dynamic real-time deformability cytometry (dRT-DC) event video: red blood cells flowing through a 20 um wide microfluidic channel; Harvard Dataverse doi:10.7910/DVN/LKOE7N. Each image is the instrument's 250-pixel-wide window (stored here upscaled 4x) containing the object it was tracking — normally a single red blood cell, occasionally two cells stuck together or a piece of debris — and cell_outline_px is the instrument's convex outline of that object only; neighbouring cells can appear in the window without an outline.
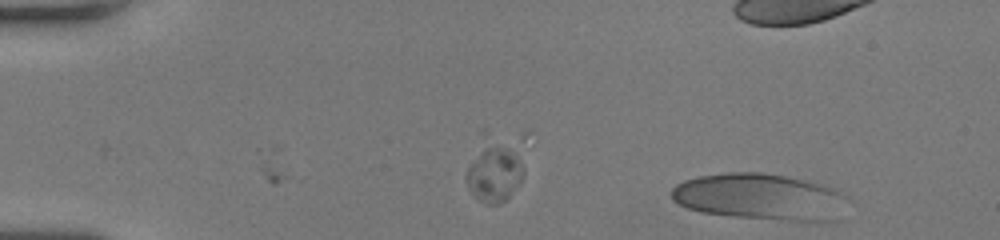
{"species": "human", "species_latin": "Homo sapiens", "temperature_condition": "room temperature", "stored_images_in_passage": 2, "segment_of_instrument_passage": [2, 2], "camera_frame_rate_fps": 3000, "um_per_image_px": 0.085, "donor": {"sex": "female"}, "frame": {"image": 1, "passage_image": 2, "time_ms": 0.333, "image_size_px": [1000, 240], "cell_outline_px": [[848, 200], [840, 220], [788, 220], [732, 216], [700, 212], [688, 208], [672, 200], [672, 188], [676, 184], [684, 180], [700, 176], [724, 172], [760, 172], [784, 176], [804, 180], [820, 184], [832, 188], [848, 196]], "centroid_in_image_um": [64.62, 16.73], "position_along_channel_um": 20.4, "area_um2": 47.63}}